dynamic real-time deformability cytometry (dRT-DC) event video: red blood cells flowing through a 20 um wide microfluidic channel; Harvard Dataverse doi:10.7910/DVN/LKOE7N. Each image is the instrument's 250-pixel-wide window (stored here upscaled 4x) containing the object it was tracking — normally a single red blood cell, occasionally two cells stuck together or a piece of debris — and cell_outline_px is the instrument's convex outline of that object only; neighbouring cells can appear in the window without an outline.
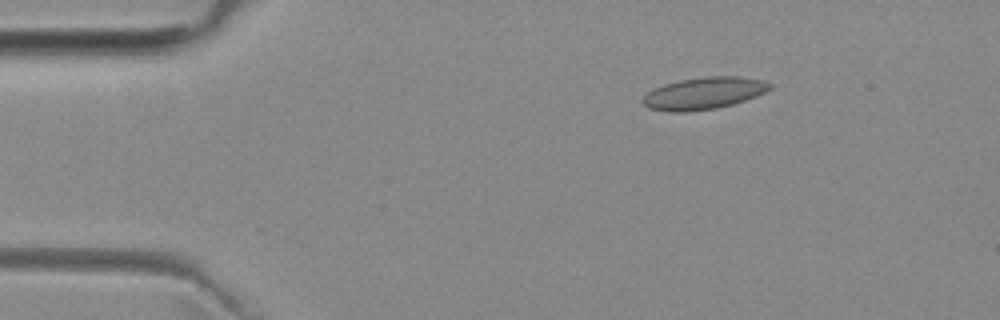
{"species": "common noctule bat (a hibernating species)", "species_latin": "Nyctalus noctula", "temperature_condition": "room temperature", "stored_images_in_passage": 5, "camera_frame_rate_fps": 3000, "um_per_image_px": 0.085, "animal": {"sex": "female", "body_mass_g": 29.2, "forearm_length_mm": 56.3}, "frame": {"image": 1, "passage_image": 3, "time_ms": 2.333, "image_size_px": [1000, 320], "cell_outline_px": [[772, 88], [756, 96], [732, 104], [716, 108], [684, 112], [672, 112], [648, 108], [644, 104], [644, 96], [648, 92], [664, 84], [680, 80], [708, 76], [736, 76], [764, 80], [772, 84]], "centroid_in_image_um": [59.85, 7.92], "position_along_channel_um": 25.1, "area_um2": 23.47}}
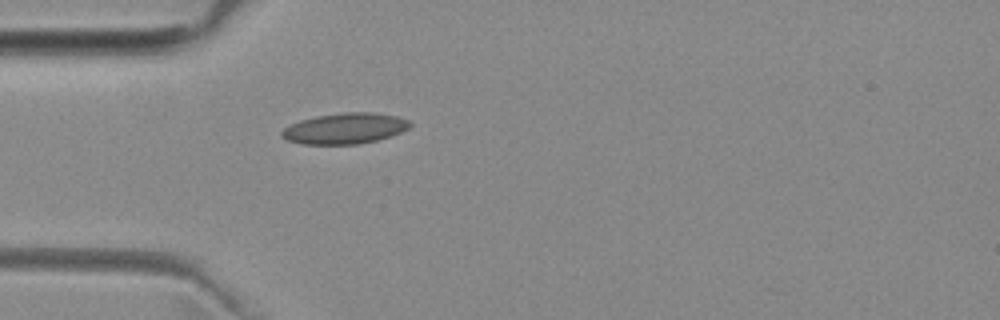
{"frame": {"image": 2, "passage_image": 5, "time_ms": 4.667, "image_size_px": [1000, 320], "cell_outline_px": [[412, 124], [408, 128], [392, 136], [376, 140], [356, 144], [300, 144], [288, 140], [280, 136], [280, 132], [284, 128], [300, 120], [316, 116], [344, 112], [376, 112], [396, 116], [408, 120]], "centroid_in_image_um": [29.31, 10.91], "position_along_channel_um": 55.7, "area_um2": 23.0}}